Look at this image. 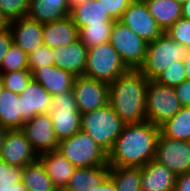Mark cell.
Segmentation results:
<instances>
[{
  "instance_id": "cell-24",
  "label": "cell",
  "mask_w": 190,
  "mask_h": 191,
  "mask_svg": "<svg viewBox=\"0 0 190 191\" xmlns=\"http://www.w3.org/2000/svg\"><path fill=\"white\" fill-rule=\"evenodd\" d=\"M0 125L8 130L22 129L21 97L4 87L0 90Z\"/></svg>"
},
{
  "instance_id": "cell-13",
  "label": "cell",
  "mask_w": 190,
  "mask_h": 191,
  "mask_svg": "<svg viewBox=\"0 0 190 191\" xmlns=\"http://www.w3.org/2000/svg\"><path fill=\"white\" fill-rule=\"evenodd\" d=\"M0 157L10 166L24 168L38 160V154L21 129L8 130L1 146Z\"/></svg>"
},
{
  "instance_id": "cell-3",
  "label": "cell",
  "mask_w": 190,
  "mask_h": 191,
  "mask_svg": "<svg viewBox=\"0 0 190 191\" xmlns=\"http://www.w3.org/2000/svg\"><path fill=\"white\" fill-rule=\"evenodd\" d=\"M125 124L109 103L81 114V130L88 133L107 154Z\"/></svg>"
},
{
  "instance_id": "cell-17",
  "label": "cell",
  "mask_w": 190,
  "mask_h": 191,
  "mask_svg": "<svg viewBox=\"0 0 190 191\" xmlns=\"http://www.w3.org/2000/svg\"><path fill=\"white\" fill-rule=\"evenodd\" d=\"M54 65L71 72L74 76H83L88 48L78 39L67 46L52 49Z\"/></svg>"
},
{
  "instance_id": "cell-39",
  "label": "cell",
  "mask_w": 190,
  "mask_h": 191,
  "mask_svg": "<svg viewBox=\"0 0 190 191\" xmlns=\"http://www.w3.org/2000/svg\"><path fill=\"white\" fill-rule=\"evenodd\" d=\"M175 91L182 107H190V81L185 79L175 87Z\"/></svg>"
},
{
  "instance_id": "cell-9",
  "label": "cell",
  "mask_w": 190,
  "mask_h": 191,
  "mask_svg": "<svg viewBox=\"0 0 190 191\" xmlns=\"http://www.w3.org/2000/svg\"><path fill=\"white\" fill-rule=\"evenodd\" d=\"M109 42L130 70L143 65L147 43L119 20L114 21Z\"/></svg>"
},
{
  "instance_id": "cell-18",
  "label": "cell",
  "mask_w": 190,
  "mask_h": 191,
  "mask_svg": "<svg viewBox=\"0 0 190 191\" xmlns=\"http://www.w3.org/2000/svg\"><path fill=\"white\" fill-rule=\"evenodd\" d=\"M75 77L71 72L55 65L36 69L32 78L38 82L52 97L63 92L73 91Z\"/></svg>"
},
{
  "instance_id": "cell-49",
  "label": "cell",
  "mask_w": 190,
  "mask_h": 191,
  "mask_svg": "<svg viewBox=\"0 0 190 191\" xmlns=\"http://www.w3.org/2000/svg\"><path fill=\"white\" fill-rule=\"evenodd\" d=\"M43 2H51L58 4H69V0H42Z\"/></svg>"
},
{
  "instance_id": "cell-25",
  "label": "cell",
  "mask_w": 190,
  "mask_h": 191,
  "mask_svg": "<svg viewBox=\"0 0 190 191\" xmlns=\"http://www.w3.org/2000/svg\"><path fill=\"white\" fill-rule=\"evenodd\" d=\"M144 2L164 33L182 18V5L174 0H144Z\"/></svg>"
},
{
  "instance_id": "cell-26",
  "label": "cell",
  "mask_w": 190,
  "mask_h": 191,
  "mask_svg": "<svg viewBox=\"0 0 190 191\" xmlns=\"http://www.w3.org/2000/svg\"><path fill=\"white\" fill-rule=\"evenodd\" d=\"M70 13L69 4L43 2L42 0H30L27 17L41 24L61 20Z\"/></svg>"
},
{
  "instance_id": "cell-45",
  "label": "cell",
  "mask_w": 190,
  "mask_h": 191,
  "mask_svg": "<svg viewBox=\"0 0 190 191\" xmlns=\"http://www.w3.org/2000/svg\"><path fill=\"white\" fill-rule=\"evenodd\" d=\"M184 64L186 68V80L190 81V49L188 51V54L184 58Z\"/></svg>"
},
{
  "instance_id": "cell-23",
  "label": "cell",
  "mask_w": 190,
  "mask_h": 191,
  "mask_svg": "<svg viewBox=\"0 0 190 191\" xmlns=\"http://www.w3.org/2000/svg\"><path fill=\"white\" fill-rule=\"evenodd\" d=\"M69 16L78 30L88 25L114 24L115 21L109 16L98 0L88 1L73 7L70 10Z\"/></svg>"
},
{
  "instance_id": "cell-5",
  "label": "cell",
  "mask_w": 190,
  "mask_h": 191,
  "mask_svg": "<svg viewBox=\"0 0 190 191\" xmlns=\"http://www.w3.org/2000/svg\"><path fill=\"white\" fill-rule=\"evenodd\" d=\"M57 150L76 168L108 165V154L83 130L61 140Z\"/></svg>"
},
{
  "instance_id": "cell-30",
  "label": "cell",
  "mask_w": 190,
  "mask_h": 191,
  "mask_svg": "<svg viewBox=\"0 0 190 191\" xmlns=\"http://www.w3.org/2000/svg\"><path fill=\"white\" fill-rule=\"evenodd\" d=\"M113 24L88 25L79 29V39L89 49L109 42Z\"/></svg>"
},
{
  "instance_id": "cell-46",
  "label": "cell",
  "mask_w": 190,
  "mask_h": 191,
  "mask_svg": "<svg viewBox=\"0 0 190 191\" xmlns=\"http://www.w3.org/2000/svg\"><path fill=\"white\" fill-rule=\"evenodd\" d=\"M9 27V21L0 11V31Z\"/></svg>"
},
{
  "instance_id": "cell-47",
  "label": "cell",
  "mask_w": 190,
  "mask_h": 191,
  "mask_svg": "<svg viewBox=\"0 0 190 191\" xmlns=\"http://www.w3.org/2000/svg\"><path fill=\"white\" fill-rule=\"evenodd\" d=\"M88 1L92 0H69V9L71 10L73 7L82 3H87Z\"/></svg>"
},
{
  "instance_id": "cell-27",
  "label": "cell",
  "mask_w": 190,
  "mask_h": 191,
  "mask_svg": "<svg viewBox=\"0 0 190 191\" xmlns=\"http://www.w3.org/2000/svg\"><path fill=\"white\" fill-rule=\"evenodd\" d=\"M21 181L28 191H58L39 160L22 168Z\"/></svg>"
},
{
  "instance_id": "cell-48",
  "label": "cell",
  "mask_w": 190,
  "mask_h": 191,
  "mask_svg": "<svg viewBox=\"0 0 190 191\" xmlns=\"http://www.w3.org/2000/svg\"><path fill=\"white\" fill-rule=\"evenodd\" d=\"M8 129L0 125V152H1V146L3 144L4 137L7 133Z\"/></svg>"
},
{
  "instance_id": "cell-1",
  "label": "cell",
  "mask_w": 190,
  "mask_h": 191,
  "mask_svg": "<svg viewBox=\"0 0 190 191\" xmlns=\"http://www.w3.org/2000/svg\"><path fill=\"white\" fill-rule=\"evenodd\" d=\"M160 127L149 121L125 124L108 153V165L144 167L155 159Z\"/></svg>"
},
{
  "instance_id": "cell-2",
  "label": "cell",
  "mask_w": 190,
  "mask_h": 191,
  "mask_svg": "<svg viewBox=\"0 0 190 191\" xmlns=\"http://www.w3.org/2000/svg\"><path fill=\"white\" fill-rule=\"evenodd\" d=\"M148 83L139 70H129L109 84V104L126 124L146 121Z\"/></svg>"
},
{
  "instance_id": "cell-44",
  "label": "cell",
  "mask_w": 190,
  "mask_h": 191,
  "mask_svg": "<svg viewBox=\"0 0 190 191\" xmlns=\"http://www.w3.org/2000/svg\"><path fill=\"white\" fill-rule=\"evenodd\" d=\"M182 18L190 20V0L182 4Z\"/></svg>"
},
{
  "instance_id": "cell-35",
  "label": "cell",
  "mask_w": 190,
  "mask_h": 191,
  "mask_svg": "<svg viewBox=\"0 0 190 191\" xmlns=\"http://www.w3.org/2000/svg\"><path fill=\"white\" fill-rule=\"evenodd\" d=\"M30 0H0V11L10 22L26 17L29 11Z\"/></svg>"
},
{
  "instance_id": "cell-22",
  "label": "cell",
  "mask_w": 190,
  "mask_h": 191,
  "mask_svg": "<svg viewBox=\"0 0 190 191\" xmlns=\"http://www.w3.org/2000/svg\"><path fill=\"white\" fill-rule=\"evenodd\" d=\"M109 177V165L76 168L66 187L67 191H93Z\"/></svg>"
},
{
  "instance_id": "cell-51",
  "label": "cell",
  "mask_w": 190,
  "mask_h": 191,
  "mask_svg": "<svg viewBox=\"0 0 190 191\" xmlns=\"http://www.w3.org/2000/svg\"><path fill=\"white\" fill-rule=\"evenodd\" d=\"M2 87H3V83H2V75H1V73H0V90H1Z\"/></svg>"
},
{
  "instance_id": "cell-37",
  "label": "cell",
  "mask_w": 190,
  "mask_h": 191,
  "mask_svg": "<svg viewBox=\"0 0 190 191\" xmlns=\"http://www.w3.org/2000/svg\"><path fill=\"white\" fill-rule=\"evenodd\" d=\"M99 3L108 12L109 16L118 21L121 19L123 12L129 7L134 0H98Z\"/></svg>"
},
{
  "instance_id": "cell-38",
  "label": "cell",
  "mask_w": 190,
  "mask_h": 191,
  "mask_svg": "<svg viewBox=\"0 0 190 191\" xmlns=\"http://www.w3.org/2000/svg\"><path fill=\"white\" fill-rule=\"evenodd\" d=\"M22 168L10 166L6 162H1L0 185H13L21 181Z\"/></svg>"
},
{
  "instance_id": "cell-36",
  "label": "cell",
  "mask_w": 190,
  "mask_h": 191,
  "mask_svg": "<svg viewBox=\"0 0 190 191\" xmlns=\"http://www.w3.org/2000/svg\"><path fill=\"white\" fill-rule=\"evenodd\" d=\"M165 34L190 49V20L179 18Z\"/></svg>"
},
{
  "instance_id": "cell-11",
  "label": "cell",
  "mask_w": 190,
  "mask_h": 191,
  "mask_svg": "<svg viewBox=\"0 0 190 191\" xmlns=\"http://www.w3.org/2000/svg\"><path fill=\"white\" fill-rule=\"evenodd\" d=\"M78 110L81 114L93 111L109 103V84L103 81L77 76L73 82Z\"/></svg>"
},
{
  "instance_id": "cell-43",
  "label": "cell",
  "mask_w": 190,
  "mask_h": 191,
  "mask_svg": "<svg viewBox=\"0 0 190 191\" xmlns=\"http://www.w3.org/2000/svg\"><path fill=\"white\" fill-rule=\"evenodd\" d=\"M93 191H117L116 185L114 184L113 180L108 177L99 188H96Z\"/></svg>"
},
{
  "instance_id": "cell-52",
  "label": "cell",
  "mask_w": 190,
  "mask_h": 191,
  "mask_svg": "<svg viewBox=\"0 0 190 191\" xmlns=\"http://www.w3.org/2000/svg\"><path fill=\"white\" fill-rule=\"evenodd\" d=\"M2 158L0 157V176H1V162H2Z\"/></svg>"
},
{
  "instance_id": "cell-10",
  "label": "cell",
  "mask_w": 190,
  "mask_h": 191,
  "mask_svg": "<svg viewBox=\"0 0 190 191\" xmlns=\"http://www.w3.org/2000/svg\"><path fill=\"white\" fill-rule=\"evenodd\" d=\"M154 160L165 165L176 176L190 172V144L188 141L166 138L160 133Z\"/></svg>"
},
{
  "instance_id": "cell-14",
  "label": "cell",
  "mask_w": 190,
  "mask_h": 191,
  "mask_svg": "<svg viewBox=\"0 0 190 191\" xmlns=\"http://www.w3.org/2000/svg\"><path fill=\"white\" fill-rule=\"evenodd\" d=\"M21 130L38 155L57 150L59 142L53 131L49 113L36 115L32 120L25 122Z\"/></svg>"
},
{
  "instance_id": "cell-4",
  "label": "cell",
  "mask_w": 190,
  "mask_h": 191,
  "mask_svg": "<svg viewBox=\"0 0 190 191\" xmlns=\"http://www.w3.org/2000/svg\"><path fill=\"white\" fill-rule=\"evenodd\" d=\"M189 49L178 44L163 33L152 42L147 43L146 57L138 69L149 81L155 80L174 62L184 60Z\"/></svg>"
},
{
  "instance_id": "cell-41",
  "label": "cell",
  "mask_w": 190,
  "mask_h": 191,
  "mask_svg": "<svg viewBox=\"0 0 190 191\" xmlns=\"http://www.w3.org/2000/svg\"><path fill=\"white\" fill-rule=\"evenodd\" d=\"M174 191H190V172L176 176Z\"/></svg>"
},
{
  "instance_id": "cell-21",
  "label": "cell",
  "mask_w": 190,
  "mask_h": 191,
  "mask_svg": "<svg viewBox=\"0 0 190 191\" xmlns=\"http://www.w3.org/2000/svg\"><path fill=\"white\" fill-rule=\"evenodd\" d=\"M38 160L58 190L66 187L76 169L58 150L40 154Z\"/></svg>"
},
{
  "instance_id": "cell-50",
  "label": "cell",
  "mask_w": 190,
  "mask_h": 191,
  "mask_svg": "<svg viewBox=\"0 0 190 191\" xmlns=\"http://www.w3.org/2000/svg\"><path fill=\"white\" fill-rule=\"evenodd\" d=\"M174 1H176V2H178V3H180L182 5V4H184L188 0H174Z\"/></svg>"
},
{
  "instance_id": "cell-34",
  "label": "cell",
  "mask_w": 190,
  "mask_h": 191,
  "mask_svg": "<svg viewBox=\"0 0 190 191\" xmlns=\"http://www.w3.org/2000/svg\"><path fill=\"white\" fill-rule=\"evenodd\" d=\"M51 65H54V55L52 49L44 44L28 54V68L31 73Z\"/></svg>"
},
{
  "instance_id": "cell-12",
  "label": "cell",
  "mask_w": 190,
  "mask_h": 191,
  "mask_svg": "<svg viewBox=\"0 0 190 191\" xmlns=\"http://www.w3.org/2000/svg\"><path fill=\"white\" fill-rule=\"evenodd\" d=\"M146 43L152 42L164 32L149 13L144 0H134L119 20Z\"/></svg>"
},
{
  "instance_id": "cell-15",
  "label": "cell",
  "mask_w": 190,
  "mask_h": 191,
  "mask_svg": "<svg viewBox=\"0 0 190 191\" xmlns=\"http://www.w3.org/2000/svg\"><path fill=\"white\" fill-rule=\"evenodd\" d=\"M13 44L29 54L43 44V24L29 17L9 22Z\"/></svg>"
},
{
  "instance_id": "cell-29",
  "label": "cell",
  "mask_w": 190,
  "mask_h": 191,
  "mask_svg": "<svg viewBox=\"0 0 190 191\" xmlns=\"http://www.w3.org/2000/svg\"><path fill=\"white\" fill-rule=\"evenodd\" d=\"M109 177L117 191H141V168L109 166Z\"/></svg>"
},
{
  "instance_id": "cell-33",
  "label": "cell",
  "mask_w": 190,
  "mask_h": 191,
  "mask_svg": "<svg viewBox=\"0 0 190 191\" xmlns=\"http://www.w3.org/2000/svg\"><path fill=\"white\" fill-rule=\"evenodd\" d=\"M186 79V68L184 60L174 62L164 72H162L154 81L169 87L175 88Z\"/></svg>"
},
{
  "instance_id": "cell-19",
  "label": "cell",
  "mask_w": 190,
  "mask_h": 191,
  "mask_svg": "<svg viewBox=\"0 0 190 191\" xmlns=\"http://www.w3.org/2000/svg\"><path fill=\"white\" fill-rule=\"evenodd\" d=\"M176 175L156 160L141 168V191H174Z\"/></svg>"
},
{
  "instance_id": "cell-7",
  "label": "cell",
  "mask_w": 190,
  "mask_h": 191,
  "mask_svg": "<svg viewBox=\"0 0 190 191\" xmlns=\"http://www.w3.org/2000/svg\"><path fill=\"white\" fill-rule=\"evenodd\" d=\"M181 108L175 88L159 84L154 80L149 81L145 99L147 121L160 127Z\"/></svg>"
},
{
  "instance_id": "cell-31",
  "label": "cell",
  "mask_w": 190,
  "mask_h": 191,
  "mask_svg": "<svg viewBox=\"0 0 190 191\" xmlns=\"http://www.w3.org/2000/svg\"><path fill=\"white\" fill-rule=\"evenodd\" d=\"M17 70H29L28 54L20 47L12 44L0 67V73L12 72Z\"/></svg>"
},
{
  "instance_id": "cell-8",
  "label": "cell",
  "mask_w": 190,
  "mask_h": 191,
  "mask_svg": "<svg viewBox=\"0 0 190 191\" xmlns=\"http://www.w3.org/2000/svg\"><path fill=\"white\" fill-rule=\"evenodd\" d=\"M49 114L58 142L81 130V113L78 110L73 91L53 96Z\"/></svg>"
},
{
  "instance_id": "cell-28",
  "label": "cell",
  "mask_w": 190,
  "mask_h": 191,
  "mask_svg": "<svg viewBox=\"0 0 190 191\" xmlns=\"http://www.w3.org/2000/svg\"><path fill=\"white\" fill-rule=\"evenodd\" d=\"M160 133L176 140L190 139V107H182L172 118L160 126Z\"/></svg>"
},
{
  "instance_id": "cell-16",
  "label": "cell",
  "mask_w": 190,
  "mask_h": 191,
  "mask_svg": "<svg viewBox=\"0 0 190 191\" xmlns=\"http://www.w3.org/2000/svg\"><path fill=\"white\" fill-rule=\"evenodd\" d=\"M19 97H21L22 127L36 115L50 112L52 96L34 79L28 83Z\"/></svg>"
},
{
  "instance_id": "cell-40",
  "label": "cell",
  "mask_w": 190,
  "mask_h": 191,
  "mask_svg": "<svg viewBox=\"0 0 190 191\" xmlns=\"http://www.w3.org/2000/svg\"><path fill=\"white\" fill-rule=\"evenodd\" d=\"M13 44L9 27L0 31V67L9 47Z\"/></svg>"
},
{
  "instance_id": "cell-6",
  "label": "cell",
  "mask_w": 190,
  "mask_h": 191,
  "mask_svg": "<svg viewBox=\"0 0 190 191\" xmlns=\"http://www.w3.org/2000/svg\"><path fill=\"white\" fill-rule=\"evenodd\" d=\"M129 70L110 42L88 49L84 76L110 84Z\"/></svg>"
},
{
  "instance_id": "cell-32",
  "label": "cell",
  "mask_w": 190,
  "mask_h": 191,
  "mask_svg": "<svg viewBox=\"0 0 190 191\" xmlns=\"http://www.w3.org/2000/svg\"><path fill=\"white\" fill-rule=\"evenodd\" d=\"M1 75L3 87L19 95L33 79L32 73L29 70H17L1 73Z\"/></svg>"
},
{
  "instance_id": "cell-42",
  "label": "cell",
  "mask_w": 190,
  "mask_h": 191,
  "mask_svg": "<svg viewBox=\"0 0 190 191\" xmlns=\"http://www.w3.org/2000/svg\"><path fill=\"white\" fill-rule=\"evenodd\" d=\"M0 191H28L22 181H19L13 185H0Z\"/></svg>"
},
{
  "instance_id": "cell-20",
  "label": "cell",
  "mask_w": 190,
  "mask_h": 191,
  "mask_svg": "<svg viewBox=\"0 0 190 191\" xmlns=\"http://www.w3.org/2000/svg\"><path fill=\"white\" fill-rule=\"evenodd\" d=\"M78 39L79 30L69 15L43 24V44L51 49L67 46Z\"/></svg>"
}]
</instances>
